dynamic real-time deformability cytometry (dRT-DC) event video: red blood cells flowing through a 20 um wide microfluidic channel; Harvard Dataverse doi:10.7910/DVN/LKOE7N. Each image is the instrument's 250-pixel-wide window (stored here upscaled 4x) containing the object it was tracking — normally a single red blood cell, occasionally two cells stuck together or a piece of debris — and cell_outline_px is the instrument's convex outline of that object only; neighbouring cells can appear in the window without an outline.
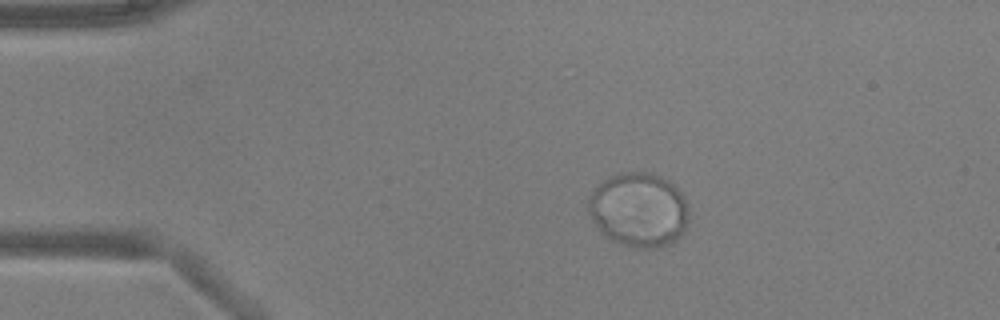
{"species": "common noctule bat (a hibernating species)", "species_latin": "Nyctalus noctula", "temperature_condition": "warm", "stored_images_in_passage": 9, "camera_frame_rate_fps": 3000, "um_per_image_px": 0.085, "animal": {"sex": "male", "body_mass_g": 17.9, "forearm_length_mm": 54.2}, "frame": {"image": 1, "passage_image": 2, "time_ms": 0.333, "image_size_px": [1000, 320], "cell_outline_px": [[688, 224], [684, 232], [676, 240], [660, 248], [636, 248], [612, 240], [600, 232], [592, 220], [588, 212], [588, 196], [604, 180], [612, 176], [624, 172], [648, 172], [660, 176], [668, 180], [684, 196], [688, 208]], "centroid_in_image_um": [54.31, 17.85], "position_along_channel_um": 30.7, "area_um2": 43.64}}
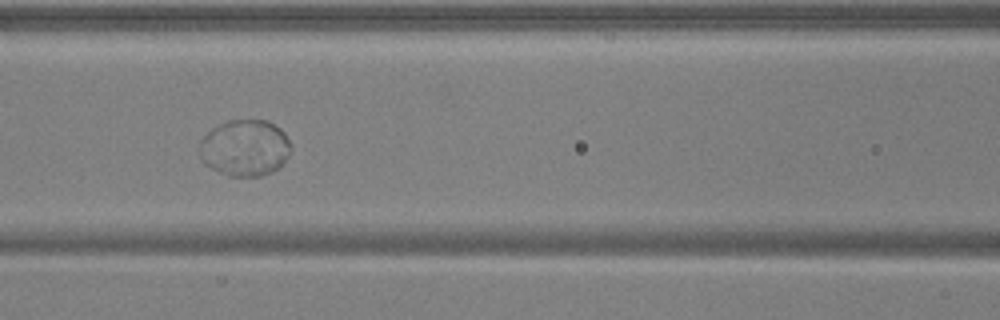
{"frame": {"image": 2, "passage_image": 6, "time_ms": 1.667, "image_size_px": [1000, 320], "cell_outline_px": [[292, 148], [288, 156], [272, 172], [260, 176], [228, 176], [204, 164], [200, 156], [200, 140], [212, 128], [228, 120], [268, 120], [280, 128], [284, 132]], "centroid_in_image_um": [20.81, 12.56], "position_along_channel_um": 145.8, "area_um2": 30.0}}
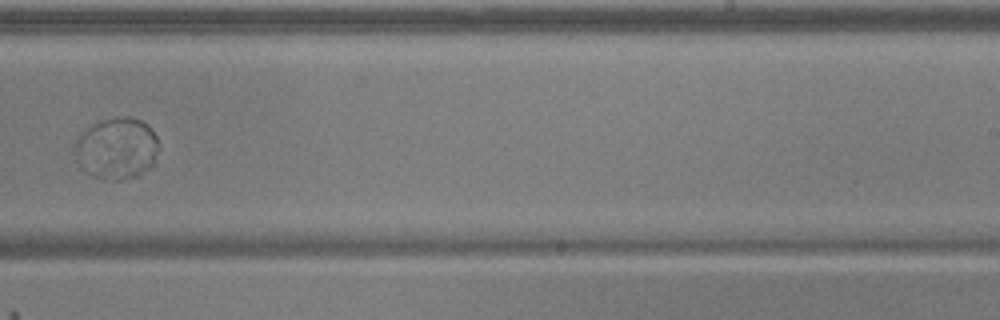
{"frame": {"image": 3, "passage_image": 9, "time_ms": 2.667, "image_size_px": [1000, 320], "cell_outline_px": [[160, 148], [156, 164], [152, 168], [140, 176], [120, 180], [116, 180], [92, 176], [76, 160], [72, 152], [72, 148], [76, 140], [92, 124], [100, 120], [124, 116], [128, 116], [140, 120], [148, 124], [156, 136]], "centroid_in_image_um": [9.97, 12.63], "position_along_channel_um": 279.0, "area_um2": 30.75}}